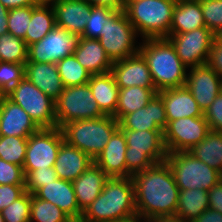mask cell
<instances>
[{"instance_id": "d590c367", "label": "cell", "mask_w": 222, "mask_h": 222, "mask_svg": "<svg viewBox=\"0 0 222 222\" xmlns=\"http://www.w3.org/2000/svg\"><path fill=\"white\" fill-rule=\"evenodd\" d=\"M27 140L28 137L2 136L0 138V158L23 167Z\"/></svg>"}, {"instance_id": "7402d4cb", "label": "cell", "mask_w": 222, "mask_h": 222, "mask_svg": "<svg viewBox=\"0 0 222 222\" xmlns=\"http://www.w3.org/2000/svg\"><path fill=\"white\" fill-rule=\"evenodd\" d=\"M157 94L164 103L167 123L179 118L203 116L202 110L186 86L162 90Z\"/></svg>"}, {"instance_id": "6125c7cd", "label": "cell", "mask_w": 222, "mask_h": 222, "mask_svg": "<svg viewBox=\"0 0 222 222\" xmlns=\"http://www.w3.org/2000/svg\"><path fill=\"white\" fill-rule=\"evenodd\" d=\"M3 135H2V131H1V129H0V138L2 137Z\"/></svg>"}, {"instance_id": "11a10c76", "label": "cell", "mask_w": 222, "mask_h": 222, "mask_svg": "<svg viewBox=\"0 0 222 222\" xmlns=\"http://www.w3.org/2000/svg\"><path fill=\"white\" fill-rule=\"evenodd\" d=\"M215 39L222 44V28L215 34Z\"/></svg>"}, {"instance_id": "1f68e13d", "label": "cell", "mask_w": 222, "mask_h": 222, "mask_svg": "<svg viewBox=\"0 0 222 222\" xmlns=\"http://www.w3.org/2000/svg\"><path fill=\"white\" fill-rule=\"evenodd\" d=\"M188 152L222 174V132L210 130Z\"/></svg>"}, {"instance_id": "277c9868", "label": "cell", "mask_w": 222, "mask_h": 222, "mask_svg": "<svg viewBox=\"0 0 222 222\" xmlns=\"http://www.w3.org/2000/svg\"><path fill=\"white\" fill-rule=\"evenodd\" d=\"M175 6V0H138L129 3L123 11L142 40L167 38Z\"/></svg>"}, {"instance_id": "8fae6325", "label": "cell", "mask_w": 222, "mask_h": 222, "mask_svg": "<svg viewBox=\"0 0 222 222\" xmlns=\"http://www.w3.org/2000/svg\"><path fill=\"white\" fill-rule=\"evenodd\" d=\"M64 136L61 128H40L27 140L24 175L29 171L54 166Z\"/></svg>"}, {"instance_id": "ffe728a7", "label": "cell", "mask_w": 222, "mask_h": 222, "mask_svg": "<svg viewBox=\"0 0 222 222\" xmlns=\"http://www.w3.org/2000/svg\"><path fill=\"white\" fill-rule=\"evenodd\" d=\"M0 129L3 136L29 137L40 128L24 109L4 95L0 102Z\"/></svg>"}, {"instance_id": "44dd1931", "label": "cell", "mask_w": 222, "mask_h": 222, "mask_svg": "<svg viewBox=\"0 0 222 222\" xmlns=\"http://www.w3.org/2000/svg\"><path fill=\"white\" fill-rule=\"evenodd\" d=\"M126 149L125 135L118 128L94 163L109 177H126Z\"/></svg>"}, {"instance_id": "f546056e", "label": "cell", "mask_w": 222, "mask_h": 222, "mask_svg": "<svg viewBox=\"0 0 222 222\" xmlns=\"http://www.w3.org/2000/svg\"><path fill=\"white\" fill-rule=\"evenodd\" d=\"M209 208L208 191L205 189H179L175 216L185 222H192Z\"/></svg>"}, {"instance_id": "4316f807", "label": "cell", "mask_w": 222, "mask_h": 222, "mask_svg": "<svg viewBox=\"0 0 222 222\" xmlns=\"http://www.w3.org/2000/svg\"><path fill=\"white\" fill-rule=\"evenodd\" d=\"M93 98L105 115H115L119 97V87L111 72L91 75L88 82Z\"/></svg>"}, {"instance_id": "5bb4252c", "label": "cell", "mask_w": 222, "mask_h": 222, "mask_svg": "<svg viewBox=\"0 0 222 222\" xmlns=\"http://www.w3.org/2000/svg\"><path fill=\"white\" fill-rule=\"evenodd\" d=\"M77 39L76 34L56 26L39 42L28 46L27 62L57 63L73 54Z\"/></svg>"}, {"instance_id": "7dc6e473", "label": "cell", "mask_w": 222, "mask_h": 222, "mask_svg": "<svg viewBox=\"0 0 222 222\" xmlns=\"http://www.w3.org/2000/svg\"><path fill=\"white\" fill-rule=\"evenodd\" d=\"M209 209L222 214V179L208 191Z\"/></svg>"}, {"instance_id": "f5cc1de1", "label": "cell", "mask_w": 222, "mask_h": 222, "mask_svg": "<svg viewBox=\"0 0 222 222\" xmlns=\"http://www.w3.org/2000/svg\"><path fill=\"white\" fill-rule=\"evenodd\" d=\"M148 222H185L184 220H181L177 216H157L153 217Z\"/></svg>"}, {"instance_id": "681fc988", "label": "cell", "mask_w": 222, "mask_h": 222, "mask_svg": "<svg viewBox=\"0 0 222 222\" xmlns=\"http://www.w3.org/2000/svg\"><path fill=\"white\" fill-rule=\"evenodd\" d=\"M92 6L108 7L117 11L124 10L122 0H84Z\"/></svg>"}, {"instance_id": "9f6ffc18", "label": "cell", "mask_w": 222, "mask_h": 222, "mask_svg": "<svg viewBox=\"0 0 222 222\" xmlns=\"http://www.w3.org/2000/svg\"><path fill=\"white\" fill-rule=\"evenodd\" d=\"M133 1H138V0H122L123 7L125 8L129 3L133 2Z\"/></svg>"}, {"instance_id": "f1b7e54d", "label": "cell", "mask_w": 222, "mask_h": 222, "mask_svg": "<svg viewBox=\"0 0 222 222\" xmlns=\"http://www.w3.org/2000/svg\"><path fill=\"white\" fill-rule=\"evenodd\" d=\"M206 27L200 2H176L170 34H179Z\"/></svg>"}, {"instance_id": "ac0fdd59", "label": "cell", "mask_w": 222, "mask_h": 222, "mask_svg": "<svg viewBox=\"0 0 222 222\" xmlns=\"http://www.w3.org/2000/svg\"><path fill=\"white\" fill-rule=\"evenodd\" d=\"M55 11L56 26L81 36L92 5L84 0H55L51 2Z\"/></svg>"}, {"instance_id": "d6986e66", "label": "cell", "mask_w": 222, "mask_h": 222, "mask_svg": "<svg viewBox=\"0 0 222 222\" xmlns=\"http://www.w3.org/2000/svg\"><path fill=\"white\" fill-rule=\"evenodd\" d=\"M34 195L49 201L64 211L74 222H79L83 212L80 210L72 182L56 179L40 187Z\"/></svg>"}, {"instance_id": "e0dca14e", "label": "cell", "mask_w": 222, "mask_h": 222, "mask_svg": "<svg viewBox=\"0 0 222 222\" xmlns=\"http://www.w3.org/2000/svg\"><path fill=\"white\" fill-rule=\"evenodd\" d=\"M167 117L162 98L156 94L145 107L126 114L119 121L120 129L164 131Z\"/></svg>"}, {"instance_id": "83f0119b", "label": "cell", "mask_w": 222, "mask_h": 222, "mask_svg": "<svg viewBox=\"0 0 222 222\" xmlns=\"http://www.w3.org/2000/svg\"><path fill=\"white\" fill-rule=\"evenodd\" d=\"M55 27V11L51 3L38 2L35 6H31V21L25 35L27 47L39 42Z\"/></svg>"}, {"instance_id": "5b68a950", "label": "cell", "mask_w": 222, "mask_h": 222, "mask_svg": "<svg viewBox=\"0 0 222 222\" xmlns=\"http://www.w3.org/2000/svg\"><path fill=\"white\" fill-rule=\"evenodd\" d=\"M118 128L119 122L114 116L105 115L97 119L72 121L61 130L68 144L95 160Z\"/></svg>"}, {"instance_id": "b9f144b4", "label": "cell", "mask_w": 222, "mask_h": 222, "mask_svg": "<svg viewBox=\"0 0 222 222\" xmlns=\"http://www.w3.org/2000/svg\"><path fill=\"white\" fill-rule=\"evenodd\" d=\"M56 179H58V176L53 166L29 171L25 175V191L34 194L44 184L54 182Z\"/></svg>"}, {"instance_id": "6f0895ef", "label": "cell", "mask_w": 222, "mask_h": 222, "mask_svg": "<svg viewBox=\"0 0 222 222\" xmlns=\"http://www.w3.org/2000/svg\"><path fill=\"white\" fill-rule=\"evenodd\" d=\"M176 2H201L202 0H175Z\"/></svg>"}, {"instance_id": "91938a15", "label": "cell", "mask_w": 222, "mask_h": 222, "mask_svg": "<svg viewBox=\"0 0 222 222\" xmlns=\"http://www.w3.org/2000/svg\"><path fill=\"white\" fill-rule=\"evenodd\" d=\"M0 222H4V218H3L2 214H1V212H0Z\"/></svg>"}, {"instance_id": "9c48e42d", "label": "cell", "mask_w": 222, "mask_h": 222, "mask_svg": "<svg viewBox=\"0 0 222 222\" xmlns=\"http://www.w3.org/2000/svg\"><path fill=\"white\" fill-rule=\"evenodd\" d=\"M5 96L24 109L39 128H55V101L23 78Z\"/></svg>"}, {"instance_id": "6da1fadb", "label": "cell", "mask_w": 222, "mask_h": 222, "mask_svg": "<svg viewBox=\"0 0 222 222\" xmlns=\"http://www.w3.org/2000/svg\"><path fill=\"white\" fill-rule=\"evenodd\" d=\"M137 214L146 220L175 216L179 187L166 161L156 163L131 176Z\"/></svg>"}, {"instance_id": "7bdbcfd3", "label": "cell", "mask_w": 222, "mask_h": 222, "mask_svg": "<svg viewBox=\"0 0 222 222\" xmlns=\"http://www.w3.org/2000/svg\"><path fill=\"white\" fill-rule=\"evenodd\" d=\"M25 185L23 167L0 158V185Z\"/></svg>"}, {"instance_id": "e575fe53", "label": "cell", "mask_w": 222, "mask_h": 222, "mask_svg": "<svg viewBox=\"0 0 222 222\" xmlns=\"http://www.w3.org/2000/svg\"><path fill=\"white\" fill-rule=\"evenodd\" d=\"M27 51L28 47L23 39L9 32L0 36V61L25 64Z\"/></svg>"}, {"instance_id": "603a6c76", "label": "cell", "mask_w": 222, "mask_h": 222, "mask_svg": "<svg viewBox=\"0 0 222 222\" xmlns=\"http://www.w3.org/2000/svg\"><path fill=\"white\" fill-rule=\"evenodd\" d=\"M73 54L91 75L111 72L113 62L101 46L99 39L78 36Z\"/></svg>"}, {"instance_id": "ba28073f", "label": "cell", "mask_w": 222, "mask_h": 222, "mask_svg": "<svg viewBox=\"0 0 222 222\" xmlns=\"http://www.w3.org/2000/svg\"><path fill=\"white\" fill-rule=\"evenodd\" d=\"M57 127L62 128L72 121L97 119L105 114L100 110L89 84L64 87L55 101Z\"/></svg>"}, {"instance_id": "3957f363", "label": "cell", "mask_w": 222, "mask_h": 222, "mask_svg": "<svg viewBox=\"0 0 222 222\" xmlns=\"http://www.w3.org/2000/svg\"><path fill=\"white\" fill-rule=\"evenodd\" d=\"M141 43L139 52L147 62L157 92L185 86L188 68L167 38L143 39Z\"/></svg>"}, {"instance_id": "bcb514c9", "label": "cell", "mask_w": 222, "mask_h": 222, "mask_svg": "<svg viewBox=\"0 0 222 222\" xmlns=\"http://www.w3.org/2000/svg\"><path fill=\"white\" fill-rule=\"evenodd\" d=\"M206 64L222 77V44L216 39L213 40Z\"/></svg>"}, {"instance_id": "f907efd6", "label": "cell", "mask_w": 222, "mask_h": 222, "mask_svg": "<svg viewBox=\"0 0 222 222\" xmlns=\"http://www.w3.org/2000/svg\"><path fill=\"white\" fill-rule=\"evenodd\" d=\"M0 2L8 9L35 6L38 2L36 0H0Z\"/></svg>"}, {"instance_id": "8992f818", "label": "cell", "mask_w": 222, "mask_h": 222, "mask_svg": "<svg viewBox=\"0 0 222 222\" xmlns=\"http://www.w3.org/2000/svg\"><path fill=\"white\" fill-rule=\"evenodd\" d=\"M126 138V177L165 161L164 131L121 129Z\"/></svg>"}, {"instance_id": "c3c4849f", "label": "cell", "mask_w": 222, "mask_h": 222, "mask_svg": "<svg viewBox=\"0 0 222 222\" xmlns=\"http://www.w3.org/2000/svg\"><path fill=\"white\" fill-rule=\"evenodd\" d=\"M192 222H222V214L219 211L208 208Z\"/></svg>"}, {"instance_id": "484cf974", "label": "cell", "mask_w": 222, "mask_h": 222, "mask_svg": "<svg viewBox=\"0 0 222 222\" xmlns=\"http://www.w3.org/2000/svg\"><path fill=\"white\" fill-rule=\"evenodd\" d=\"M109 176L95 163L72 182L77 204L83 212L102 192Z\"/></svg>"}, {"instance_id": "ab89813d", "label": "cell", "mask_w": 222, "mask_h": 222, "mask_svg": "<svg viewBox=\"0 0 222 222\" xmlns=\"http://www.w3.org/2000/svg\"><path fill=\"white\" fill-rule=\"evenodd\" d=\"M25 78V64L0 61V92L5 95Z\"/></svg>"}, {"instance_id": "4fadbf2b", "label": "cell", "mask_w": 222, "mask_h": 222, "mask_svg": "<svg viewBox=\"0 0 222 222\" xmlns=\"http://www.w3.org/2000/svg\"><path fill=\"white\" fill-rule=\"evenodd\" d=\"M210 131L204 117H185L170 121L163 132L167 153L189 151Z\"/></svg>"}, {"instance_id": "9a60e30c", "label": "cell", "mask_w": 222, "mask_h": 222, "mask_svg": "<svg viewBox=\"0 0 222 222\" xmlns=\"http://www.w3.org/2000/svg\"><path fill=\"white\" fill-rule=\"evenodd\" d=\"M186 77V88L193 95L202 112L211 105L222 92V77L207 64L189 68Z\"/></svg>"}, {"instance_id": "7c38bea8", "label": "cell", "mask_w": 222, "mask_h": 222, "mask_svg": "<svg viewBox=\"0 0 222 222\" xmlns=\"http://www.w3.org/2000/svg\"><path fill=\"white\" fill-rule=\"evenodd\" d=\"M167 39L189 70L207 63L215 34L210 29L201 27L185 33L170 34Z\"/></svg>"}, {"instance_id": "836d02e7", "label": "cell", "mask_w": 222, "mask_h": 222, "mask_svg": "<svg viewBox=\"0 0 222 222\" xmlns=\"http://www.w3.org/2000/svg\"><path fill=\"white\" fill-rule=\"evenodd\" d=\"M30 222H74L55 204L31 194Z\"/></svg>"}, {"instance_id": "4dcf8cb0", "label": "cell", "mask_w": 222, "mask_h": 222, "mask_svg": "<svg viewBox=\"0 0 222 222\" xmlns=\"http://www.w3.org/2000/svg\"><path fill=\"white\" fill-rule=\"evenodd\" d=\"M157 93L155 88L138 86L119 89L118 104L114 118L119 122L126 114L145 107Z\"/></svg>"}, {"instance_id": "94428289", "label": "cell", "mask_w": 222, "mask_h": 222, "mask_svg": "<svg viewBox=\"0 0 222 222\" xmlns=\"http://www.w3.org/2000/svg\"><path fill=\"white\" fill-rule=\"evenodd\" d=\"M4 95L0 92V102H1V99Z\"/></svg>"}, {"instance_id": "f6af8a7d", "label": "cell", "mask_w": 222, "mask_h": 222, "mask_svg": "<svg viewBox=\"0 0 222 222\" xmlns=\"http://www.w3.org/2000/svg\"><path fill=\"white\" fill-rule=\"evenodd\" d=\"M25 192V185H0V211L8 207L12 202Z\"/></svg>"}, {"instance_id": "52a82bcc", "label": "cell", "mask_w": 222, "mask_h": 222, "mask_svg": "<svg viewBox=\"0 0 222 222\" xmlns=\"http://www.w3.org/2000/svg\"><path fill=\"white\" fill-rule=\"evenodd\" d=\"M179 189H205L222 179V174L198 160L188 151L168 153L165 159Z\"/></svg>"}, {"instance_id": "d4e9b609", "label": "cell", "mask_w": 222, "mask_h": 222, "mask_svg": "<svg viewBox=\"0 0 222 222\" xmlns=\"http://www.w3.org/2000/svg\"><path fill=\"white\" fill-rule=\"evenodd\" d=\"M93 163L94 160L86 153L64 140L53 167L58 178L73 182Z\"/></svg>"}, {"instance_id": "db71d44e", "label": "cell", "mask_w": 222, "mask_h": 222, "mask_svg": "<svg viewBox=\"0 0 222 222\" xmlns=\"http://www.w3.org/2000/svg\"><path fill=\"white\" fill-rule=\"evenodd\" d=\"M112 222H148V220L144 219L139 214L131 215L126 218H121Z\"/></svg>"}, {"instance_id": "816d5d0a", "label": "cell", "mask_w": 222, "mask_h": 222, "mask_svg": "<svg viewBox=\"0 0 222 222\" xmlns=\"http://www.w3.org/2000/svg\"><path fill=\"white\" fill-rule=\"evenodd\" d=\"M8 9L0 2V36L8 32Z\"/></svg>"}, {"instance_id": "74e56055", "label": "cell", "mask_w": 222, "mask_h": 222, "mask_svg": "<svg viewBox=\"0 0 222 222\" xmlns=\"http://www.w3.org/2000/svg\"><path fill=\"white\" fill-rule=\"evenodd\" d=\"M31 193L25 191L1 212L4 222H30Z\"/></svg>"}, {"instance_id": "7a4b0ae2", "label": "cell", "mask_w": 222, "mask_h": 222, "mask_svg": "<svg viewBox=\"0 0 222 222\" xmlns=\"http://www.w3.org/2000/svg\"><path fill=\"white\" fill-rule=\"evenodd\" d=\"M137 214L131 177H109L79 222H112Z\"/></svg>"}, {"instance_id": "8d00e7d4", "label": "cell", "mask_w": 222, "mask_h": 222, "mask_svg": "<svg viewBox=\"0 0 222 222\" xmlns=\"http://www.w3.org/2000/svg\"><path fill=\"white\" fill-rule=\"evenodd\" d=\"M117 12V10L93 6L90 12V17L87 19L86 26L81 37L90 39H99L100 32L104 24Z\"/></svg>"}, {"instance_id": "60d3db41", "label": "cell", "mask_w": 222, "mask_h": 222, "mask_svg": "<svg viewBox=\"0 0 222 222\" xmlns=\"http://www.w3.org/2000/svg\"><path fill=\"white\" fill-rule=\"evenodd\" d=\"M200 3L206 28L216 34L222 28V0H202Z\"/></svg>"}, {"instance_id": "d6a6232c", "label": "cell", "mask_w": 222, "mask_h": 222, "mask_svg": "<svg viewBox=\"0 0 222 222\" xmlns=\"http://www.w3.org/2000/svg\"><path fill=\"white\" fill-rule=\"evenodd\" d=\"M64 87L84 85L89 82L91 73L76 59L74 54L56 63Z\"/></svg>"}, {"instance_id": "cb8c5ba5", "label": "cell", "mask_w": 222, "mask_h": 222, "mask_svg": "<svg viewBox=\"0 0 222 222\" xmlns=\"http://www.w3.org/2000/svg\"><path fill=\"white\" fill-rule=\"evenodd\" d=\"M25 78L56 101L64 90L56 63H25Z\"/></svg>"}, {"instance_id": "30bf717a", "label": "cell", "mask_w": 222, "mask_h": 222, "mask_svg": "<svg viewBox=\"0 0 222 222\" xmlns=\"http://www.w3.org/2000/svg\"><path fill=\"white\" fill-rule=\"evenodd\" d=\"M137 36L126 13L121 10L104 24L99 41L111 61L115 62L139 52L140 45L136 43Z\"/></svg>"}, {"instance_id": "f35d334b", "label": "cell", "mask_w": 222, "mask_h": 222, "mask_svg": "<svg viewBox=\"0 0 222 222\" xmlns=\"http://www.w3.org/2000/svg\"><path fill=\"white\" fill-rule=\"evenodd\" d=\"M8 32L25 41L26 30L31 21V6L8 11Z\"/></svg>"}, {"instance_id": "2e32d148", "label": "cell", "mask_w": 222, "mask_h": 222, "mask_svg": "<svg viewBox=\"0 0 222 222\" xmlns=\"http://www.w3.org/2000/svg\"><path fill=\"white\" fill-rule=\"evenodd\" d=\"M111 73L119 89L134 86L155 88L147 62L140 52L113 62Z\"/></svg>"}, {"instance_id": "ee69618b", "label": "cell", "mask_w": 222, "mask_h": 222, "mask_svg": "<svg viewBox=\"0 0 222 222\" xmlns=\"http://www.w3.org/2000/svg\"><path fill=\"white\" fill-rule=\"evenodd\" d=\"M203 115L212 131L222 132V92L214 99Z\"/></svg>"}, {"instance_id": "680465c9", "label": "cell", "mask_w": 222, "mask_h": 222, "mask_svg": "<svg viewBox=\"0 0 222 222\" xmlns=\"http://www.w3.org/2000/svg\"><path fill=\"white\" fill-rule=\"evenodd\" d=\"M36 1L40 3H51L52 1H55V0H36Z\"/></svg>"}]
</instances>
